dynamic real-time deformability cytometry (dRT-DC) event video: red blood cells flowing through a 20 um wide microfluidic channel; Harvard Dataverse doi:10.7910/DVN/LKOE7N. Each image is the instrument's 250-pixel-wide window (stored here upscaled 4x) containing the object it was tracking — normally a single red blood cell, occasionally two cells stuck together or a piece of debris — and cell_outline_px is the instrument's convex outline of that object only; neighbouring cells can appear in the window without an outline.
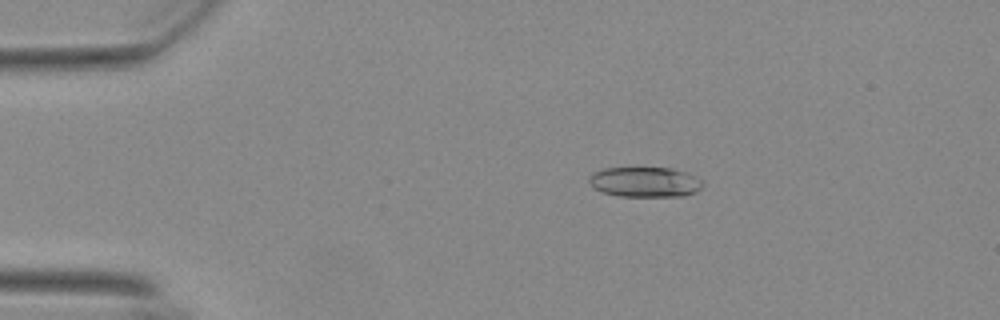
{"species": "Egyptian fruit bat (a non-hibernating species)", "species_latin": "Rousettus aegyptiacus", "temperature_condition": "warm", "stored_images_in_passage": 47, "camera_frame_rate_fps": 3000, "um_per_image_px": 0.085, "animal": {"sex": "female"}, "frame": {"image": 1, "passage_image": 2, "time_ms": 0.333, "image_size_px": [1000, 320], "cell_outline_px": [[704, 184], [696, 192], [684, 196], [620, 196], [604, 192], [596, 188], [588, 180], [588, 176], [592, 172], [604, 168], [672, 168], [688, 172], [704, 180]], "centroid_in_image_um": [54.87, 15.46], "position_along_channel_um": 30.1, "area_um2": 20.06}}
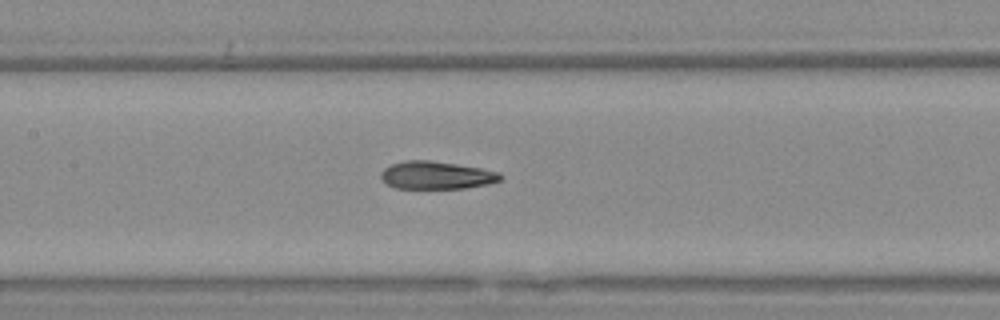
{"frame": {"image": 2, "passage_image": 18, "time_ms": 5.667, "image_size_px": [1000, 320], "cell_outline_px": [[500, 180], [484, 184], [464, 188], [396, 188], [380, 180], [380, 172], [384, 168], [392, 164], [404, 160], [432, 160], [480, 168], [500, 172]], "centroid_in_image_um": [37.02, 14.88], "position_along_channel_um": 170.4, "area_um2": 19.19}}
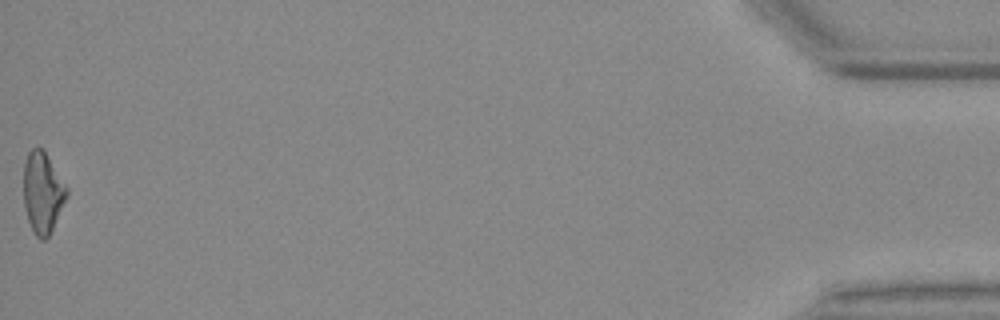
{"frame": {"image": 3, "passage_image": 47, "time_ms": 15.333, "image_size_px": [1000, 320], "cell_outline_px": [[68, 196], [48, 236], [44, 240], [40, 240], [36, 236], [28, 220], [24, 204], [24, 164], [28, 152], [32, 148], [44, 148], [68, 188]], "centroid_in_image_um": [3.64, 16.33], "position_along_channel_um": 431.6, "area_um2": 20.35}, "authors_computed_cell_mechanics": {"area_um2": 19.9988, "velocity_mm_per_s": 3.7151, "shape_relaxation_time_tau1_ms": 8.3686, "shape_relaxation_time_tau2_ms": 2.6051, "deformation_change_tau1": 0.2334, "deformation_change_tau2": 0.1195}}